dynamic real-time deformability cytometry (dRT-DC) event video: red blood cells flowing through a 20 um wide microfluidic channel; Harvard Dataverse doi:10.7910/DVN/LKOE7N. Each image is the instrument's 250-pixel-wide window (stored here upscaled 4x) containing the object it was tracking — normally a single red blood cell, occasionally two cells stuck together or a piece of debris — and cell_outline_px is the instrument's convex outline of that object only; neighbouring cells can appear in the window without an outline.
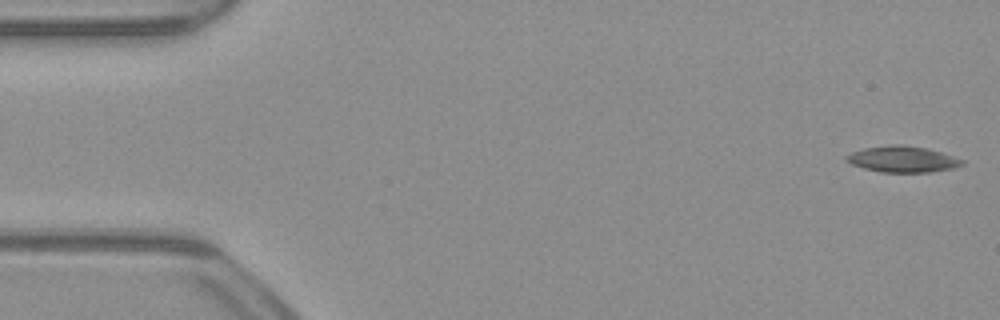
{"species": "common noctule bat (a hibernating species)", "species_latin": "Nyctalus noctula", "temperature_condition": "warm", "stored_images_in_passage": 52, "camera_frame_rate_fps": 3000, "um_per_image_px": 0.085, "animal": {"sex": "male", "body_mass_g": 23.1, "forearm_length_mm": 52.7}, "frame": {"image": 1, "passage_image": 1, "time_ms": 0.0, "image_size_px": [1000, 320], "cell_outline_px": [[964, 164], [952, 168], [932, 172], [880, 172], [864, 168], [852, 164], [844, 160], [844, 156], [852, 152], [864, 148], [892, 144], [900, 144], [928, 148], [964, 160]], "centroid_in_image_um": [76.69, 13.53], "position_along_channel_um": 8.3, "area_um2": 17.63}}
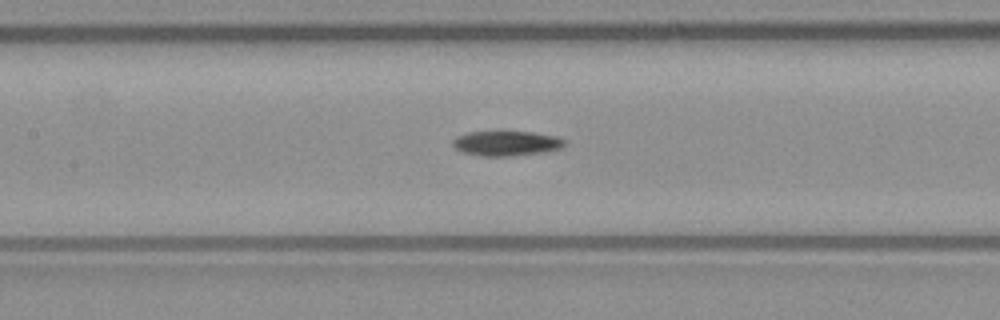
{"frame": {"image": 2, "passage_image": 23, "time_ms": 7.333, "image_size_px": [1000, 320], "cell_outline_px": [[568, 144], [564, 148], [544, 152], [508, 156], [480, 156], [460, 152], [452, 144], [452, 140], [456, 136], [468, 132], [496, 128], [532, 132], [560, 136]], "centroid_in_image_um": [43.04, 12.13], "position_along_channel_um": 164.4, "area_um2": 17.4}}
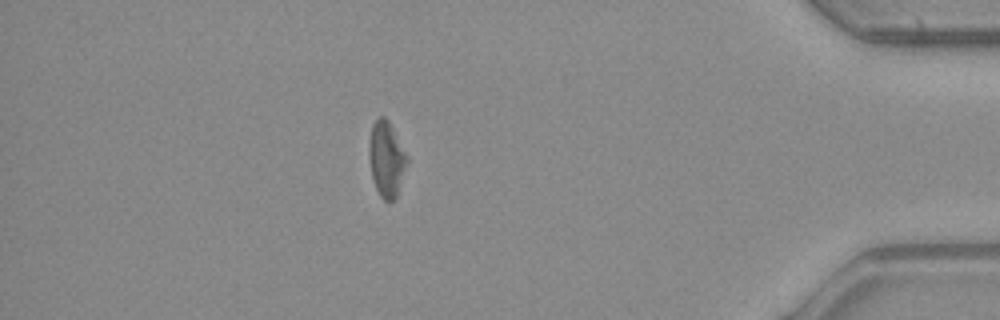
{"frame": {"image": 3, "passage_image": 45, "time_ms": 14.667, "image_size_px": [1000, 320], "cell_outline_px": [[408, 160], [396, 196], [392, 200], [384, 200], [380, 196], [376, 188], [372, 176], [368, 152], [368, 148], [372, 124], [380, 116], [384, 116], [388, 120], [408, 156]], "centroid_in_image_um": [32.84, 13.49], "position_along_channel_um": 402.4, "area_um2": 16.42}}